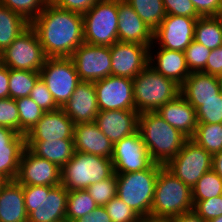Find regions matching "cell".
Returning <instances> with one entry per match:
<instances>
[{
	"label": "cell",
	"mask_w": 222,
	"mask_h": 222,
	"mask_svg": "<svg viewBox=\"0 0 222 222\" xmlns=\"http://www.w3.org/2000/svg\"><path fill=\"white\" fill-rule=\"evenodd\" d=\"M118 41L152 45L153 31L125 0H118Z\"/></svg>",
	"instance_id": "44dd1931"
},
{
	"label": "cell",
	"mask_w": 222,
	"mask_h": 222,
	"mask_svg": "<svg viewBox=\"0 0 222 222\" xmlns=\"http://www.w3.org/2000/svg\"><path fill=\"white\" fill-rule=\"evenodd\" d=\"M220 92L219 77L202 71L191 72L180 90V94L187 101H207L218 98Z\"/></svg>",
	"instance_id": "4316f807"
},
{
	"label": "cell",
	"mask_w": 222,
	"mask_h": 222,
	"mask_svg": "<svg viewBox=\"0 0 222 222\" xmlns=\"http://www.w3.org/2000/svg\"><path fill=\"white\" fill-rule=\"evenodd\" d=\"M0 126L13 129L19 133V112L14 99H0Z\"/></svg>",
	"instance_id": "b9f144b4"
},
{
	"label": "cell",
	"mask_w": 222,
	"mask_h": 222,
	"mask_svg": "<svg viewBox=\"0 0 222 222\" xmlns=\"http://www.w3.org/2000/svg\"><path fill=\"white\" fill-rule=\"evenodd\" d=\"M73 141L77 152L112 158L114 144L102 133L95 122L75 124Z\"/></svg>",
	"instance_id": "603a6c76"
},
{
	"label": "cell",
	"mask_w": 222,
	"mask_h": 222,
	"mask_svg": "<svg viewBox=\"0 0 222 222\" xmlns=\"http://www.w3.org/2000/svg\"><path fill=\"white\" fill-rule=\"evenodd\" d=\"M138 131L155 163L165 165L189 139L156 112L139 113Z\"/></svg>",
	"instance_id": "7a4b0ae2"
},
{
	"label": "cell",
	"mask_w": 222,
	"mask_h": 222,
	"mask_svg": "<svg viewBox=\"0 0 222 222\" xmlns=\"http://www.w3.org/2000/svg\"><path fill=\"white\" fill-rule=\"evenodd\" d=\"M0 222H28L23 185L6 181L0 189Z\"/></svg>",
	"instance_id": "484cf974"
},
{
	"label": "cell",
	"mask_w": 222,
	"mask_h": 222,
	"mask_svg": "<svg viewBox=\"0 0 222 222\" xmlns=\"http://www.w3.org/2000/svg\"><path fill=\"white\" fill-rule=\"evenodd\" d=\"M212 169L222 178V151L213 155Z\"/></svg>",
	"instance_id": "f5cc1de1"
},
{
	"label": "cell",
	"mask_w": 222,
	"mask_h": 222,
	"mask_svg": "<svg viewBox=\"0 0 222 222\" xmlns=\"http://www.w3.org/2000/svg\"><path fill=\"white\" fill-rule=\"evenodd\" d=\"M19 112V134L26 135L41 119L45 111L30 96L15 99Z\"/></svg>",
	"instance_id": "e575fe53"
},
{
	"label": "cell",
	"mask_w": 222,
	"mask_h": 222,
	"mask_svg": "<svg viewBox=\"0 0 222 222\" xmlns=\"http://www.w3.org/2000/svg\"><path fill=\"white\" fill-rule=\"evenodd\" d=\"M46 58L38 36L31 26L2 52V64L15 70L39 72Z\"/></svg>",
	"instance_id": "8fae6325"
},
{
	"label": "cell",
	"mask_w": 222,
	"mask_h": 222,
	"mask_svg": "<svg viewBox=\"0 0 222 222\" xmlns=\"http://www.w3.org/2000/svg\"><path fill=\"white\" fill-rule=\"evenodd\" d=\"M113 173L110 158L75 151L70 161L61 168V184L68 191L86 190Z\"/></svg>",
	"instance_id": "52a82bcc"
},
{
	"label": "cell",
	"mask_w": 222,
	"mask_h": 222,
	"mask_svg": "<svg viewBox=\"0 0 222 222\" xmlns=\"http://www.w3.org/2000/svg\"><path fill=\"white\" fill-rule=\"evenodd\" d=\"M197 19L166 15L160 26L153 32V42H157L160 48L184 52L194 40Z\"/></svg>",
	"instance_id": "9a60e30c"
},
{
	"label": "cell",
	"mask_w": 222,
	"mask_h": 222,
	"mask_svg": "<svg viewBox=\"0 0 222 222\" xmlns=\"http://www.w3.org/2000/svg\"><path fill=\"white\" fill-rule=\"evenodd\" d=\"M29 96L45 112L57 110L60 108L56 104L53 96L49 92L45 82L41 77L37 80Z\"/></svg>",
	"instance_id": "7bdbcfd3"
},
{
	"label": "cell",
	"mask_w": 222,
	"mask_h": 222,
	"mask_svg": "<svg viewBox=\"0 0 222 222\" xmlns=\"http://www.w3.org/2000/svg\"><path fill=\"white\" fill-rule=\"evenodd\" d=\"M214 76H222V46L210 51L205 69L202 71Z\"/></svg>",
	"instance_id": "7dc6e473"
},
{
	"label": "cell",
	"mask_w": 222,
	"mask_h": 222,
	"mask_svg": "<svg viewBox=\"0 0 222 222\" xmlns=\"http://www.w3.org/2000/svg\"><path fill=\"white\" fill-rule=\"evenodd\" d=\"M166 15H177L191 18L201 17L191 0H163Z\"/></svg>",
	"instance_id": "f6af8a7d"
},
{
	"label": "cell",
	"mask_w": 222,
	"mask_h": 222,
	"mask_svg": "<svg viewBox=\"0 0 222 222\" xmlns=\"http://www.w3.org/2000/svg\"><path fill=\"white\" fill-rule=\"evenodd\" d=\"M70 58L82 82H96L111 75L110 46L82 43Z\"/></svg>",
	"instance_id": "7c38bea8"
},
{
	"label": "cell",
	"mask_w": 222,
	"mask_h": 222,
	"mask_svg": "<svg viewBox=\"0 0 222 222\" xmlns=\"http://www.w3.org/2000/svg\"><path fill=\"white\" fill-rule=\"evenodd\" d=\"M49 0H0V4L24 17L29 23L38 17Z\"/></svg>",
	"instance_id": "74e56055"
},
{
	"label": "cell",
	"mask_w": 222,
	"mask_h": 222,
	"mask_svg": "<svg viewBox=\"0 0 222 222\" xmlns=\"http://www.w3.org/2000/svg\"><path fill=\"white\" fill-rule=\"evenodd\" d=\"M222 195V178L212 169L192 188L193 201H203Z\"/></svg>",
	"instance_id": "d590c367"
},
{
	"label": "cell",
	"mask_w": 222,
	"mask_h": 222,
	"mask_svg": "<svg viewBox=\"0 0 222 222\" xmlns=\"http://www.w3.org/2000/svg\"><path fill=\"white\" fill-rule=\"evenodd\" d=\"M140 222H169V221L142 219Z\"/></svg>",
	"instance_id": "11a10c76"
},
{
	"label": "cell",
	"mask_w": 222,
	"mask_h": 222,
	"mask_svg": "<svg viewBox=\"0 0 222 222\" xmlns=\"http://www.w3.org/2000/svg\"><path fill=\"white\" fill-rule=\"evenodd\" d=\"M212 156L222 151V123L197 124L196 132L191 138Z\"/></svg>",
	"instance_id": "1f68e13d"
},
{
	"label": "cell",
	"mask_w": 222,
	"mask_h": 222,
	"mask_svg": "<svg viewBox=\"0 0 222 222\" xmlns=\"http://www.w3.org/2000/svg\"><path fill=\"white\" fill-rule=\"evenodd\" d=\"M5 182H6V180L0 176V189Z\"/></svg>",
	"instance_id": "6f0895ef"
},
{
	"label": "cell",
	"mask_w": 222,
	"mask_h": 222,
	"mask_svg": "<svg viewBox=\"0 0 222 222\" xmlns=\"http://www.w3.org/2000/svg\"><path fill=\"white\" fill-rule=\"evenodd\" d=\"M192 210V189L163 166L155 183L151 219L170 221Z\"/></svg>",
	"instance_id": "3957f363"
},
{
	"label": "cell",
	"mask_w": 222,
	"mask_h": 222,
	"mask_svg": "<svg viewBox=\"0 0 222 222\" xmlns=\"http://www.w3.org/2000/svg\"><path fill=\"white\" fill-rule=\"evenodd\" d=\"M39 73L60 108L70 100L75 88L81 83L70 57L46 58Z\"/></svg>",
	"instance_id": "30bf717a"
},
{
	"label": "cell",
	"mask_w": 222,
	"mask_h": 222,
	"mask_svg": "<svg viewBox=\"0 0 222 222\" xmlns=\"http://www.w3.org/2000/svg\"><path fill=\"white\" fill-rule=\"evenodd\" d=\"M28 222H66L68 190L57 186H23Z\"/></svg>",
	"instance_id": "8992f818"
},
{
	"label": "cell",
	"mask_w": 222,
	"mask_h": 222,
	"mask_svg": "<svg viewBox=\"0 0 222 222\" xmlns=\"http://www.w3.org/2000/svg\"><path fill=\"white\" fill-rule=\"evenodd\" d=\"M194 41L210 50L222 46V28L214 16L199 17L196 20Z\"/></svg>",
	"instance_id": "f546056e"
},
{
	"label": "cell",
	"mask_w": 222,
	"mask_h": 222,
	"mask_svg": "<svg viewBox=\"0 0 222 222\" xmlns=\"http://www.w3.org/2000/svg\"><path fill=\"white\" fill-rule=\"evenodd\" d=\"M74 222H112L104 206H97L91 213L76 219Z\"/></svg>",
	"instance_id": "681fc988"
},
{
	"label": "cell",
	"mask_w": 222,
	"mask_h": 222,
	"mask_svg": "<svg viewBox=\"0 0 222 222\" xmlns=\"http://www.w3.org/2000/svg\"><path fill=\"white\" fill-rule=\"evenodd\" d=\"M135 110L156 112L180 94L181 86L147 65L133 79Z\"/></svg>",
	"instance_id": "5b68a950"
},
{
	"label": "cell",
	"mask_w": 222,
	"mask_h": 222,
	"mask_svg": "<svg viewBox=\"0 0 222 222\" xmlns=\"http://www.w3.org/2000/svg\"><path fill=\"white\" fill-rule=\"evenodd\" d=\"M156 113L188 138L194 136L197 128L196 110L181 94L162 105Z\"/></svg>",
	"instance_id": "cb8c5ba5"
},
{
	"label": "cell",
	"mask_w": 222,
	"mask_h": 222,
	"mask_svg": "<svg viewBox=\"0 0 222 222\" xmlns=\"http://www.w3.org/2000/svg\"><path fill=\"white\" fill-rule=\"evenodd\" d=\"M98 205L86 190L68 191L66 222L91 213Z\"/></svg>",
	"instance_id": "836d02e7"
},
{
	"label": "cell",
	"mask_w": 222,
	"mask_h": 222,
	"mask_svg": "<svg viewBox=\"0 0 222 222\" xmlns=\"http://www.w3.org/2000/svg\"><path fill=\"white\" fill-rule=\"evenodd\" d=\"M209 222H222V215L216 218L211 219Z\"/></svg>",
	"instance_id": "9f6ffc18"
},
{
	"label": "cell",
	"mask_w": 222,
	"mask_h": 222,
	"mask_svg": "<svg viewBox=\"0 0 222 222\" xmlns=\"http://www.w3.org/2000/svg\"><path fill=\"white\" fill-rule=\"evenodd\" d=\"M29 26L24 17L0 4V51L3 52Z\"/></svg>",
	"instance_id": "f1b7e54d"
},
{
	"label": "cell",
	"mask_w": 222,
	"mask_h": 222,
	"mask_svg": "<svg viewBox=\"0 0 222 222\" xmlns=\"http://www.w3.org/2000/svg\"><path fill=\"white\" fill-rule=\"evenodd\" d=\"M112 222H140L142 218L117 196L104 205Z\"/></svg>",
	"instance_id": "ab89813d"
},
{
	"label": "cell",
	"mask_w": 222,
	"mask_h": 222,
	"mask_svg": "<svg viewBox=\"0 0 222 222\" xmlns=\"http://www.w3.org/2000/svg\"><path fill=\"white\" fill-rule=\"evenodd\" d=\"M74 125L62 108L48 111L25 135L26 141L73 139Z\"/></svg>",
	"instance_id": "ac0fdd59"
},
{
	"label": "cell",
	"mask_w": 222,
	"mask_h": 222,
	"mask_svg": "<svg viewBox=\"0 0 222 222\" xmlns=\"http://www.w3.org/2000/svg\"><path fill=\"white\" fill-rule=\"evenodd\" d=\"M9 97V68L0 66V99Z\"/></svg>",
	"instance_id": "f907efd6"
},
{
	"label": "cell",
	"mask_w": 222,
	"mask_h": 222,
	"mask_svg": "<svg viewBox=\"0 0 222 222\" xmlns=\"http://www.w3.org/2000/svg\"><path fill=\"white\" fill-rule=\"evenodd\" d=\"M62 109L74 124L94 122L99 112L94 82L81 81Z\"/></svg>",
	"instance_id": "7402d4cb"
},
{
	"label": "cell",
	"mask_w": 222,
	"mask_h": 222,
	"mask_svg": "<svg viewBox=\"0 0 222 222\" xmlns=\"http://www.w3.org/2000/svg\"><path fill=\"white\" fill-rule=\"evenodd\" d=\"M219 81H220V88H221V93H222V76L219 77Z\"/></svg>",
	"instance_id": "680465c9"
},
{
	"label": "cell",
	"mask_w": 222,
	"mask_h": 222,
	"mask_svg": "<svg viewBox=\"0 0 222 222\" xmlns=\"http://www.w3.org/2000/svg\"><path fill=\"white\" fill-rule=\"evenodd\" d=\"M25 148V135L0 126V176L6 181L16 180Z\"/></svg>",
	"instance_id": "ffe728a7"
},
{
	"label": "cell",
	"mask_w": 222,
	"mask_h": 222,
	"mask_svg": "<svg viewBox=\"0 0 222 222\" xmlns=\"http://www.w3.org/2000/svg\"><path fill=\"white\" fill-rule=\"evenodd\" d=\"M210 49L204 45L192 41V43L184 50L185 59L190 72H201L205 69Z\"/></svg>",
	"instance_id": "60d3db41"
},
{
	"label": "cell",
	"mask_w": 222,
	"mask_h": 222,
	"mask_svg": "<svg viewBox=\"0 0 222 222\" xmlns=\"http://www.w3.org/2000/svg\"><path fill=\"white\" fill-rule=\"evenodd\" d=\"M163 166L154 162L146 170L116 174L117 197L142 219H151L155 183Z\"/></svg>",
	"instance_id": "277c9868"
},
{
	"label": "cell",
	"mask_w": 222,
	"mask_h": 222,
	"mask_svg": "<svg viewBox=\"0 0 222 222\" xmlns=\"http://www.w3.org/2000/svg\"><path fill=\"white\" fill-rule=\"evenodd\" d=\"M94 86L99 111L135 110L132 79L110 75Z\"/></svg>",
	"instance_id": "5bb4252c"
},
{
	"label": "cell",
	"mask_w": 222,
	"mask_h": 222,
	"mask_svg": "<svg viewBox=\"0 0 222 222\" xmlns=\"http://www.w3.org/2000/svg\"><path fill=\"white\" fill-rule=\"evenodd\" d=\"M117 41L110 46L111 75L133 79L149 64V47Z\"/></svg>",
	"instance_id": "2e32d148"
},
{
	"label": "cell",
	"mask_w": 222,
	"mask_h": 222,
	"mask_svg": "<svg viewBox=\"0 0 222 222\" xmlns=\"http://www.w3.org/2000/svg\"><path fill=\"white\" fill-rule=\"evenodd\" d=\"M139 113L136 110L99 111L95 123L113 143L138 131Z\"/></svg>",
	"instance_id": "d6986e66"
},
{
	"label": "cell",
	"mask_w": 222,
	"mask_h": 222,
	"mask_svg": "<svg viewBox=\"0 0 222 222\" xmlns=\"http://www.w3.org/2000/svg\"><path fill=\"white\" fill-rule=\"evenodd\" d=\"M16 180L23 186H57L61 184V168L24 149Z\"/></svg>",
	"instance_id": "e0dca14e"
},
{
	"label": "cell",
	"mask_w": 222,
	"mask_h": 222,
	"mask_svg": "<svg viewBox=\"0 0 222 222\" xmlns=\"http://www.w3.org/2000/svg\"><path fill=\"white\" fill-rule=\"evenodd\" d=\"M169 222H208L202 217L198 216L193 210L182 213L178 217L171 219Z\"/></svg>",
	"instance_id": "816d5d0a"
},
{
	"label": "cell",
	"mask_w": 222,
	"mask_h": 222,
	"mask_svg": "<svg viewBox=\"0 0 222 222\" xmlns=\"http://www.w3.org/2000/svg\"><path fill=\"white\" fill-rule=\"evenodd\" d=\"M214 17L218 20L220 27L222 28V7L219 11L214 15Z\"/></svg>",
	"instance_id": "db71d44e"
},
{
	"label": "cell",
	"mask_w": 222,
	"mask_h": 222,
	"mask_svg": "<svg viewBox=\"0 0 222 222\" xmlns=\"http://www.w3.org/2000/svg\"><path fill=\"white\" fill-rule=\"evenodd\" d=\"M193 211L206 221L222 215V195L203 201H193Z\"/></svg>",
	"instance_id": "ee69618b"
},
{
	"label": "cell",
	"mask_w": 222,
	"mask_h": 222,
	"mask_svg": "<svg viewBox=\"0 0 222 222\" xmlns=\"http://www.w3.org/2000/svg\"><path fill=\"white\" fill-rule=\"evenodd\" d=\"M39 78L40 73L37 71L9 68V97L14 100L28 97Z\"/></svg>",
	"instance_id": "d6a6232c"
},
{
	"label": "cell",
	"mask_w": 222,
	"mask_h": 222,
	"mask_svg": "<svg viewBox=\"0 0 222 222\" xmlns=\"http://www.w3.org/2000/svg\"><path fill=\"white\" fill-rule=\"evenodd\" d=\"M213 156L189 138L182 149L164 167L191 189L212 170Z\"/></svg>",
	"instance_id": "9c48e42d"
},
{
	"label": "cell",
	"mask_w": 222,
	"mask_h": 222,
	"mask_svg": "<svg viewBox=\"0 0 222 222\" xmlns=\"http://www.w3.org/2000/svg\"><path fill=\"white\" fill-rule=\"evenodd\" d=\"M153 32L166 17L163 0H125Z\"/></svg>",
	"instance_id": "4dcf8cb0"
},
{
	"label": "cell",
	"mask_w": 222,
	"mask_h": 222,
	"mask_svg": "<svg viewBox=\"0 0 222 222\" xmlns=\"http://www.w3.org/2000/svg\"><path fill=\"white\" fill-rule=\"evenodd\" d=\"M86 191L98 206H104L117 196V177L114 172L109 178L90 185Z\"/></svg>",
	"instance_id": "f35d334b"
},
{
	"label": "cell",
	"mask_w": 222,
	"mask_h": 222,
	"mask_svg": "<svg viewBox=\"0 0 222 222\" xmlns=\"http://www.w3.org/2000/svg\"><path fill=\"white\" fill-rule=\"evenodd\" d=\"M84 43L112 46L118 41V0H99L83 14Z\"/></svg>",
	"instance_id": "ba28073f"
},
{
	"label": "cell",
	"mask_w": 222,
	"mask_h": 222,
	"mask_svg": "<svg viewBox=\"0 0 222 222\" xmlns=\"http://www.w3.org/2000/svg\"><path fill=\"white\" fill-rule=\"evenodd\" d=\"M201 17L214 16L222 7V0H191Z\"/></svg>",
	"instance_id": "c3c4849f"
},
{
	"label": "cell",
	"mask_w": 222,
	"mask_h": 222,
	"mask_svg": "<svg viewBox=\"0 0 222 222\" xmlns=\"http://www.w3.org/2000/svg\"><path fill=\"white\" fill-rule=\"evenodd\" d=\"M30 26L35 30L47 58L71 57L84 43L83 15L50 3Z\"/></svg>",
	"instance_id": "6da1fadb"
},
{
	"label": "cell",
	"mask_w": 222,
	"mask_h": 222,
	"mask_svg": "<svg viewBox=\"0 0 222 222\" xmlns=\"http://www.w3.org/2000/svg\"><path fill=\"white\" fill-rule=\"evenodd\" d=\"M152 46L154 47L153 44L149 47L148 65L156 72L172 79L181 86L191 73L187 66L184 52L158 48L157 55L153 56Z\"/></svg>",
	"instance_id": "d4e9b609"
},
{
	"label": "cell",
	"mask_w": 222,
	"mask_h": 222,
	"mask_svg": "<svg viewBox=\"0 0 222 222\" xmlns=\"http://www.w3.org/2000/svg\"><path fill=\"white\" fill-rule=\"evenodd\" d=\"M2 65V52L0 51V66Z\"/></svg>",
	"instance_id": "91938a15"
},
{
	"label": "cell",
	"mask_w": 222,
	"mask_h": 222,
	"mask_svg": "<svg viewBox=\"0 0 222 222\" xmlns=\"http://www.w3.org/2000/svg\"><path fill=\"white\" fill-rule=\"evenodd\" d=\"M26 147L36 156L47 159L62 168L73 157V139L26 141Z\"/></svg>",
	"instance_id": "83f0119b"
},
{
	"label": "cell",
	"mask_w": 222,
	"mask_h": 222,
	"mask_svg": "<svg viewBox=\"0 0 222 222\" xmlns=\"http://www.w3.org/2000/svg\"><path fill=\"white\" fill-rule=\"evenodd\" d=\"M111 160L116 174L146 170L154 163L139 131L114 144Z\"/></svg>",
	"instance_id": "4fadbf2b"
},
{
	"label": "cell",
	"mask_w": 222,
	"mask_h": 222,
	"mask_svg": "<svg viewBox=\"0 0 222 222\" xmlns=\"http://www.w3.org/2000/svg\"><path fill=\"white\" fill-rule=\"evenodd\" d=\"M196 110L197 124L222 123V93L218 94V98L209 99L207 101H188Z\"/></svg>",
	"instance_id": "8d00e7d4"
},
{
	"label": "cell",
	"mask_w": 222,
	"mask_h": 222,
	"mask_svg": "<svg viewBox=\"0 0 222 222\" xmlns=\"http://www.w3.org/2000/svg\"><path fill=\"white\" fill-rule=\"evenodd\" d=\"M98 1L99 0H49V3L57 8L83 15Z\"/></svg>",
	"instance_id": "bcb514c9"
}]
</instances>
